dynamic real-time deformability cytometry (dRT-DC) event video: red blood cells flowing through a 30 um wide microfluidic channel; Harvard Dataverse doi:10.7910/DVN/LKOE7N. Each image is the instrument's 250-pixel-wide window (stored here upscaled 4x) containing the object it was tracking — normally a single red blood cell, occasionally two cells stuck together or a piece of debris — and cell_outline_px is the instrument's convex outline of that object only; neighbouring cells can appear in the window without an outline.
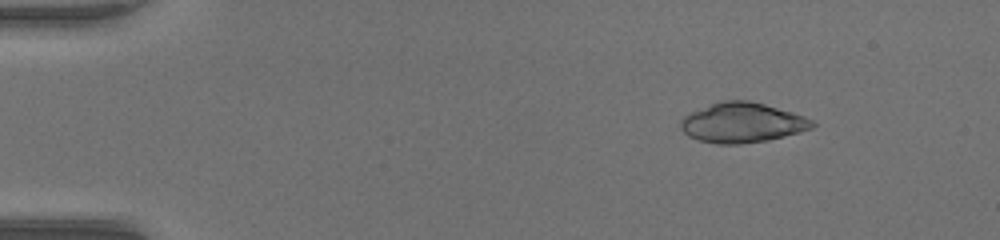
{"species": "common noctule bat (a hibernating species)", "species_latin": "Nyctalus noctula", "temperature_condition": "warm", "stored_images_in_passage": 51, "camera_frame_rate_fps": 3000, "um_per_image_px": 0.085, "animal": {"sex": "female", "body_mass_g": 17.0, "forearm_length_mm": 48.0}, "frame": {"image": 1, "passage_image": 7, "time_ms": 2.0, "image_size_px": [1000, 240], "cell_outline_px": [[816, 124], [812, 128], [800, 132], [768, 140], [740, 144], [716, 144], [696, 140], [688, 136], [680, 128], [680, 120], [688, 112], [720, 100], [748, 100], [764, 104], [792, 112], [804, 116], [812, 120]], "centroid_in_image_um": [63.04, 10.43], "position_along_channel_um": 22.0, "area_um2": 30.87}}